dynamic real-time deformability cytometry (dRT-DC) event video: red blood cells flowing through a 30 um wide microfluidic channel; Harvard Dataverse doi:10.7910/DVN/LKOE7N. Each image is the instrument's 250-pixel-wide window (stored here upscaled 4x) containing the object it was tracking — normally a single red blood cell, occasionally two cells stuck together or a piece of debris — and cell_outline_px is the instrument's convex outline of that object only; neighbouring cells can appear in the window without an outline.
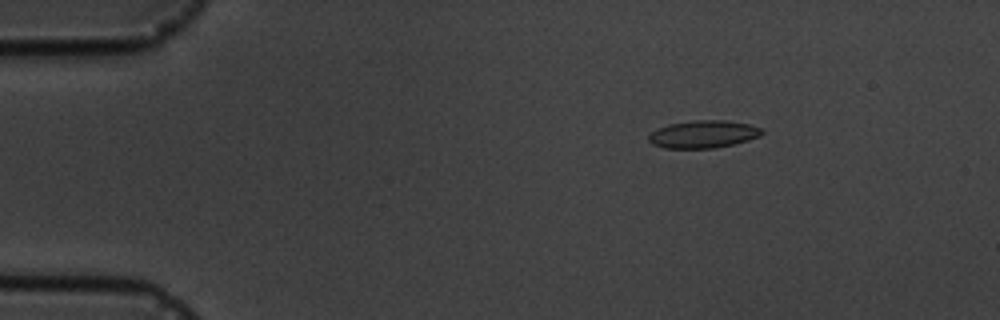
{"species": "common noctule bat (a hibernating species)", "species_latin": "Nyctalus noctula", "temperature_condition": "cold", "stored_images_in_passage": 4, "camera_frame_rate_fps": 3000, "um_per_image_px": 0.085, "animal": {"sex": "male", "body_mass_g": 19.5, "forearm_length_mm": 54.6}, "frame": {"image": 1, "passage_image": 2, "time_ms": 1.0, "image_size_px": [1000, 320], "cell_outline_px": [[764, 132], [760, 136], [748, 140], [716, 148], [664, 148], [652, 144], [648, 140], [648, 136], [652, 132], [668, 124], [696, 120], [724, 120], [748, 124], [760, 128]], "centroid_in_image_um": [59.77, 11.41], "position_along_channel_um": 25.2, "area_um2": 18.03}}
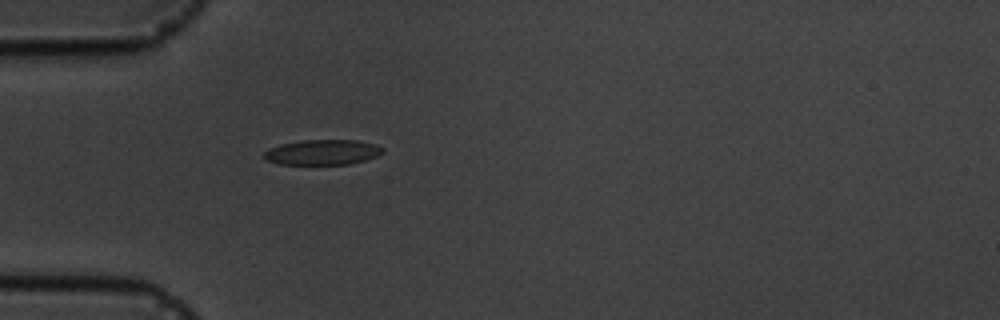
{"frame": {"image": 2, "passage_image": 4, "time_ms": 3.667, "image_size_px": [1000, 320], "cell_outline_px": [[384, 152], [376, 156], [364, 160], [348, 164], [280, 164], [268, 160], [264, 156], [264, 152], [268, 148], [280, 144], [300, 140], [356, 140], [376, 144], [384, 148]], "centroid_in_image_um": [27.42, 12.93], "position_along_channel_um": 57.6, "area_um2": 17.4}}